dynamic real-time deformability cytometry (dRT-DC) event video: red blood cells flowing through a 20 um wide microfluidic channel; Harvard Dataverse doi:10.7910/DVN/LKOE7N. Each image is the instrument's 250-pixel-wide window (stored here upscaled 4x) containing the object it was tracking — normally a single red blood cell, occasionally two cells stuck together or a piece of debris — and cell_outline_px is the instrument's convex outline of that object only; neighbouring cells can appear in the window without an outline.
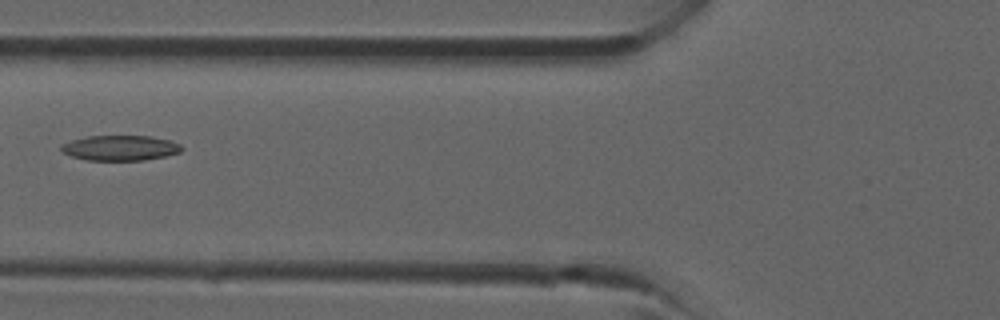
{"species": "common noctule bat (a hibernating species)", "species_latin": "Nyctalus noctula", "temperature_condition": "room temperature", "stored_images_in_passage": 25, "camera_frame_rate_fps": 3000, "um_per_image_px": 0.085, "animal": {"sex": "male", "forearm_length_mm": 52.5}, "frame": {"image": 1, "passage_image": 4, "time_ms": 1.0, "image_size_px": [1000, 320], "cell_outline_px": [[184, 148], [180, 152], [164, 156], [144, 160], [88, 160], [72, 156], [60, 152], [60, 144], [72, 140], [88, 136], [152, 136], [168, 140], [180, 144]], "centroid_in_image_um": [10.19, 12.57], "position_along_channel_um": 115.6, "area_um2": 17.69}}